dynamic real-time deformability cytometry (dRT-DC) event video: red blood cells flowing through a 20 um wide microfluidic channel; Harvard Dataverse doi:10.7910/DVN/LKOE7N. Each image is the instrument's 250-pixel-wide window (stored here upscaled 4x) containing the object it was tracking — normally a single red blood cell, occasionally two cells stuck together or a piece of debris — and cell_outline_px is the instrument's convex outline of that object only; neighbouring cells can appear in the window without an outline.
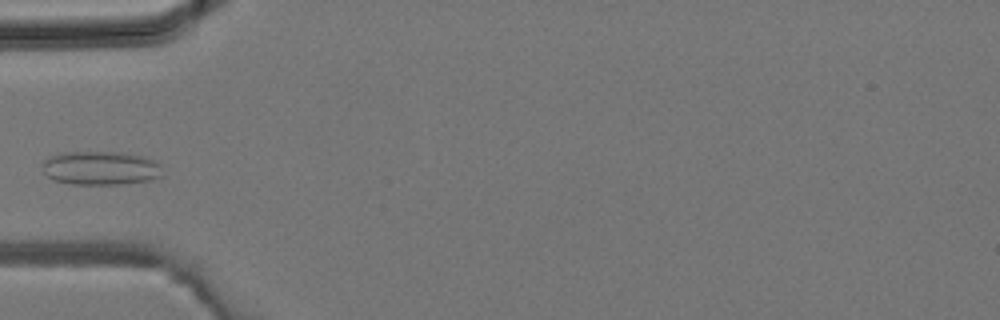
{"species": "common noctule bat (a hibernating species)", "species_latin": "Nyctalus noctula", "temperature_condition": "room temperature", "stored_images_in_passage": 5, "camera_frame_rate_fps": 3000, "um_per_image_px": 0.085, "animal": {"sex": "male", "body_mass_g": 19.2, "forearm_length_mm": 51.8}, "frame": {"image": 1, "passage_image": 5, "time_ms": 1.333, "image_size_px": [1000, 320], "cell_outline_px": [[160, 176], [152, 180], [120, 184], [72, 184], [52, 180], [44, 172], [44, 160], [48, 156], [60, 152], [120, 152], [144, 156], [160, 164]], "centroid_in_image_um": [8.53, 14.28], "position_along_channel_um": 76.5, "area_um2": 23.64}}